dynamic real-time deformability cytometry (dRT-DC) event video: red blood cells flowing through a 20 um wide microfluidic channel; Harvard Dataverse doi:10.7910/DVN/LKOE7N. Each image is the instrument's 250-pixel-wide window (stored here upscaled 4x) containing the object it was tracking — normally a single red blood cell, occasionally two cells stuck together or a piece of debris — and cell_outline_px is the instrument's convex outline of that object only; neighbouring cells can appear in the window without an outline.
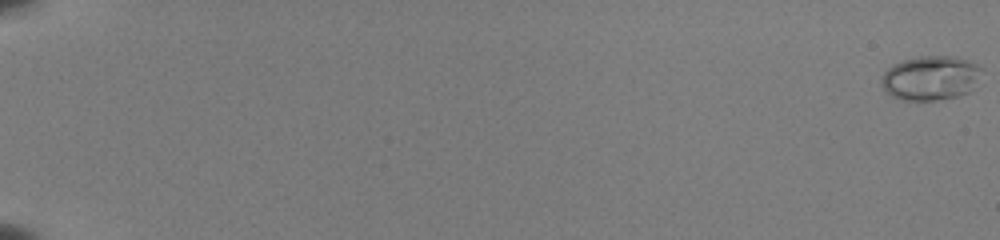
{"species": "common noctule bat (a hibernating species)", "species_latin": "Nyctalus noctula", "temperature_condition": "room temperature", "stored_images_in_passage": 55, "camera_frame_rate_fps": 3000, "um_per_image_px": 0.085, "animal": {"sex": "female", "body_mass_g": 22.0, "forearm_length_mm": 56.7}, "frame": {"image": 1, "passage_image": 1, "time_ms": 0.0, "image_size_px": [1000, 240], "cell_outline_px": [[984, 68], [968, 92], [960, 96], [936, 100], [904, 100], [892, 96], [880, 84], [884, 72], [892, 64], [904, 60], [920, 56], [956, 56], [976, 64]], "centroid_in_image_um": [79.09, 6.62], "position_along_channel_um": 5.9, "area_um2": 25.78}}
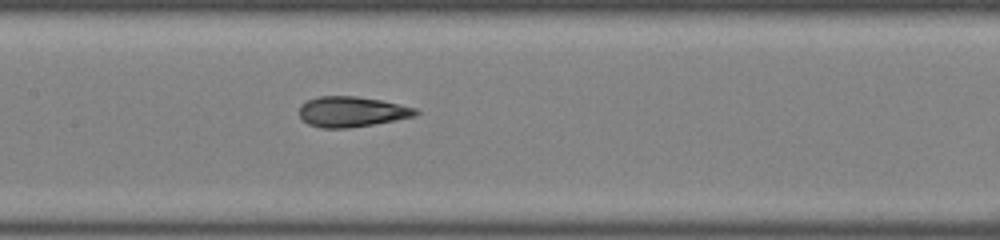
{"frame": {"image": 2, "passage_image": 31, "time_ms": 10.0, "image_size_px": [1000, 240], "cell_outline_px": [[420, 112], [416, 116], [372, 124], [344, 128], [324, 128], [308, 124], [300, 116], [300, 104], [308, 100], [320, 96], [356, 96], [380, 100], [416, 108]], "centroid_in_image_um": [29.9, 9.49], "position_along_channel_um": 177.5, "area_um2": 20.35}}
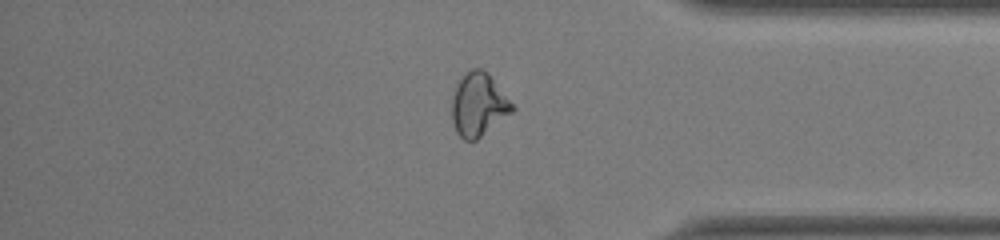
{"frame": {"image": 3, "passage_image": 48, "time_ms": 15.667, "image_size_px": [1000, 240], "cell_outline_px": [[516, 108], [512, 112], [476, 140], [464, 140], [456, 132], [452, 120], [452, 96], [456, 84], [472, 68], [480, 68], [488, 72]], "centroid_in_image_um": [40.66, 8.89], "position_along_channel_um": 394.5, "area_um2": 22.02}, "authors_computed_cell_mechanics": {"area_um2": 21.5016, "velocity_mm_per_s": 3.9838, "shape_relaxation_time_tau1_ms": 7.6963, "shape_relaxation_time_tau2_ms": 1.1659, "deformation_change_tau1": 0.2345, "deformation_change_tau2": 0.0521}}